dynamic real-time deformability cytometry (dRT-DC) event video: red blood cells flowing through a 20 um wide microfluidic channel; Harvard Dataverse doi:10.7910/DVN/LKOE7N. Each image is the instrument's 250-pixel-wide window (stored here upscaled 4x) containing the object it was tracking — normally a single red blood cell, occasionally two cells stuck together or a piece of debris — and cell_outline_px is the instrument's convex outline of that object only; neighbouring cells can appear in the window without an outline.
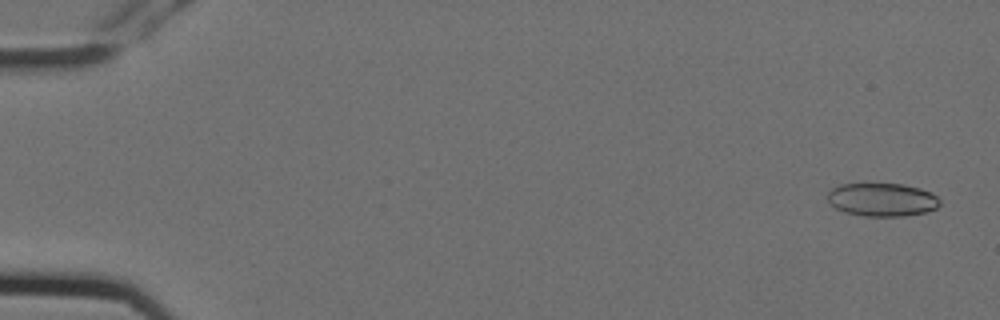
{"species": "Egyptian fruit bat (a non-hibernating species)", "species_latin": "Rousettus aegyptiacus", "temperature_condition": "cold", "stored_images_in_passage": 5, "camera_frame_rate_fps": 3000, "um_per_image_px": 0.085, "animal": {"sex": "female"}, "frame": {"image": 1, "passage_image": 1, "time_ms": 0.0, "image_size_px": [1000, 320], "cell_outline_px": [[940, 204], [936, 208], [928, 212], [904, 216], [864, 216], [848, 212], [836, 208], [828, 200], [828, 192], [832, 188], [840, 184], [904, 184], [920, 188], [932, 192], [940, 200]], "centroid_in_image_um": [75.02, 16.97], "position_along_channel_um": 10.0, "area_um2": 21.73}}
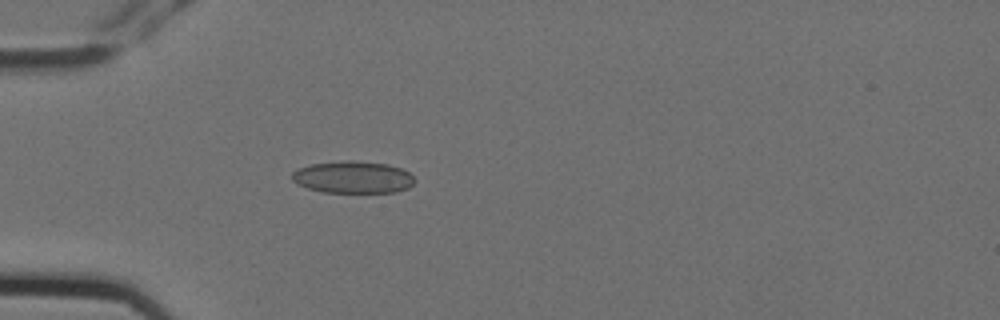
{"frame": {"image": 2, "passage_image": 5, "time_ms": 1.333, "image_size_px": [1000, 320], "cell_outline_px": [[412, 184], [408, 188], [396, 192], [320, 192], [296, 184], [292, 180], [292, 172], [300, 168], [312, 164], [344, 160], [352, 160], [388, 164], [400, 168], [408, 172], [412, 176]], "centroid_in_image_um": [29.97, 15.06], "position_along_channel_um": 55.0, "area_um2": 22.83}}